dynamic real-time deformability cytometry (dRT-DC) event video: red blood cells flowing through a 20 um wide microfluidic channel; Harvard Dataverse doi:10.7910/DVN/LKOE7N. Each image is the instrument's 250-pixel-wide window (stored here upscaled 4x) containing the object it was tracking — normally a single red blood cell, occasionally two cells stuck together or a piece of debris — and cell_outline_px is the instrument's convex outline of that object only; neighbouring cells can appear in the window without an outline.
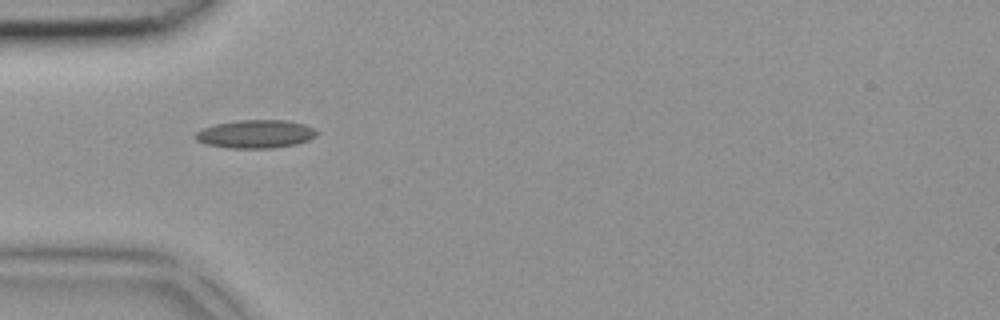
{"species": "common noctule bat (a hibernating species)", "species_latin": "Nyctalus noctula", "temperature_condition": "room temperature", "stored_images_in_passage": 1, "camera_frame_rate_fps": 3000, "um_per_image_px": 0.085, "animal": {"sex": "female", "body_mass_g": 18.4}, "frame": {"image": 1, "passage_image": 1, "time_ms": 0.0, "image_size_px": [1000, 320], "cell_outline_px": [[320, 132], [316, 136], [308, 140], [296, 144], [272, 148], [228, 148], [204, 144], [196, 140], [192, 136], [200, 128], [216, 124], [236, 120], [288, 120], [304, 124]], "centroid_in_image_um": [21.69, 11.39], "position_along_channel_um": 63.3, "area_um2": 20.23}}